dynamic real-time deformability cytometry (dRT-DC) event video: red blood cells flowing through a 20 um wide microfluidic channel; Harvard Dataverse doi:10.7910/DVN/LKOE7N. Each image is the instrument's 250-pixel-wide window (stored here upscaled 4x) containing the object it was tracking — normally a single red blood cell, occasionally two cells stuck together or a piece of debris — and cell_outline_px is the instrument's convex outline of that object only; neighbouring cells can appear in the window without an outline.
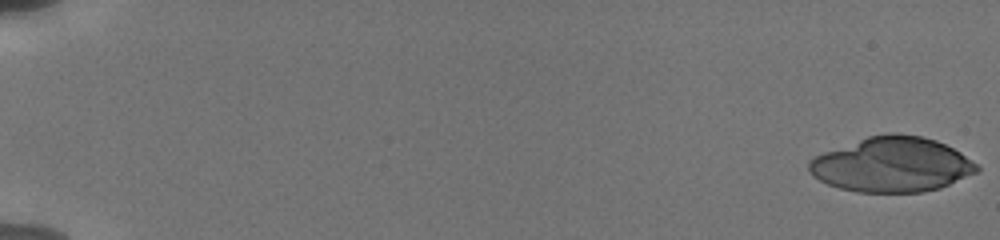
{"species": "human", "species_latin": "Homo sapiens", "temperature_condition": "cold", "stored_images_in_passage": 41, "camera_frame_rate_fps": 3000, "um_per_image_px": 0.085, "donor": {"sex": "male"}, "frame": {"image": 1, "passage_image": 1, "time_ms": 0.0, "image_size_px": [1000, 240], "cell_outline_px": [[980, 168], [976, 172], [940, 188], [920, 192], [856, 192], [840, 188], [828, 184], [812, 176], [808, 172], [808, 160], [824, 152], [868, 136], [888, 132], [896, 132], [924, 136], [936, 140], [960, 152], [976, 164]], "centroid_in_image_um": [75.78, 13.98], "position_along_channel_um": 9.2, "area_um2": 53.64}}
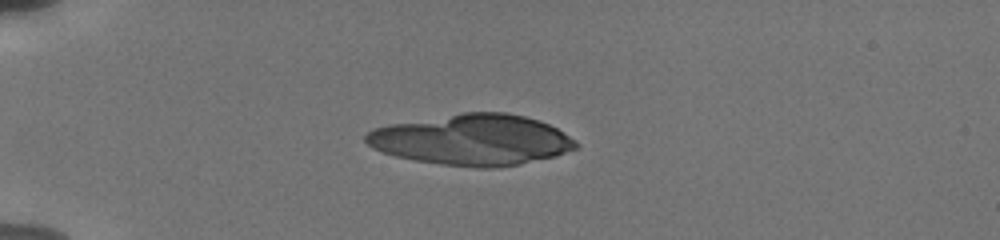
{"frame": {"image": 2, "passage_image": 19, "time_ms": 5.0, "image_size_px": [1000, 240], "cell_outline_px": [[580, 144], [576, 148], [556, 156], [520, 164], [496, 168], [476, 168], [440, 164], [416, 160], [396, 156], [372, 148], [364, 140], [364, 136], [372, 128], [388, 124], [464, 112], [504, 112], [524, 116], [540, 120], [564, 132], [576, 140]], "centroid_in_image_um": [40.14, 11.88], "position_along_channel_um": 44.9, "area_um2": 62.42}}